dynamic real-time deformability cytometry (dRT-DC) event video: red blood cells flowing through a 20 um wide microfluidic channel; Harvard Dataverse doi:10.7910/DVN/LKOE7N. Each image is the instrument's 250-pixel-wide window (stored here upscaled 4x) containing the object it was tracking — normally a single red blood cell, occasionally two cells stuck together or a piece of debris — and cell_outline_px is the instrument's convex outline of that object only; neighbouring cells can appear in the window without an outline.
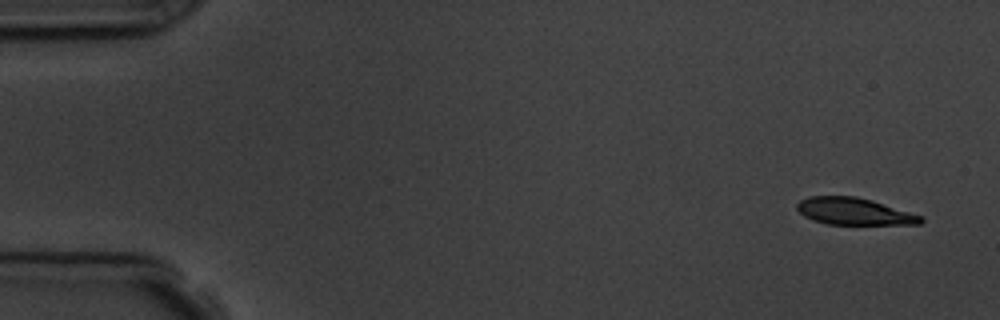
{"species": "common noctule bat (a hibernating species)", "species_latin": "Nyctalus noctula", "temperature_condition": "room temperature", "stored_images_in_passage": 6, "camera_frame_rate_fps": 3000, "um_per_image_px": 0.085, "animal": {"sex": "male", "body_mass_g": 19.5, "forearm_length_mm": 54.6}, "frame": {"image": 1, "passage_image": 1, "time_ms": 0.0, "image_size_px": [1000, 320], "cell_outline_px": [[924, 220], [920, 224], [828, 224], [812, 220], [804, 216], [796, 208], [796, 204], [800, 200], [808, 196], [856, 196], [872, 200], [924, 216]], "centroid_in_image_um": [72.6, 17.96], "position_along_channel_um": 12.4, "area_um2": 19.54}}
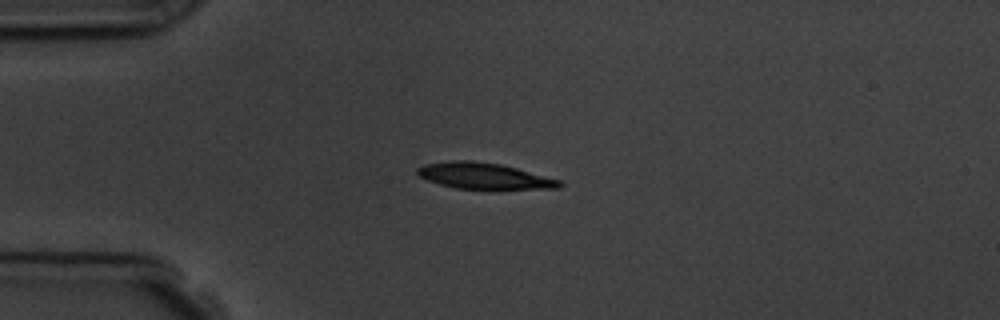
{"frame": {"image": 2, "passage_image": 4, "time_ms": 3.667, "image_size_px": [1000, 320], "cell_outline_px": [[564, 184], [560, 188], [456, 188], [440, 184], [428, 180], [420, 176], [416, 172], [416, 168], [424, 164], [452, 160], [468, 160], [500, 164], [516, 168], [560, 180]], "centroid_in_image_um": [41.1, 14.94], "position_along_channel_um": 43.9, "area_um2": 21.15}}